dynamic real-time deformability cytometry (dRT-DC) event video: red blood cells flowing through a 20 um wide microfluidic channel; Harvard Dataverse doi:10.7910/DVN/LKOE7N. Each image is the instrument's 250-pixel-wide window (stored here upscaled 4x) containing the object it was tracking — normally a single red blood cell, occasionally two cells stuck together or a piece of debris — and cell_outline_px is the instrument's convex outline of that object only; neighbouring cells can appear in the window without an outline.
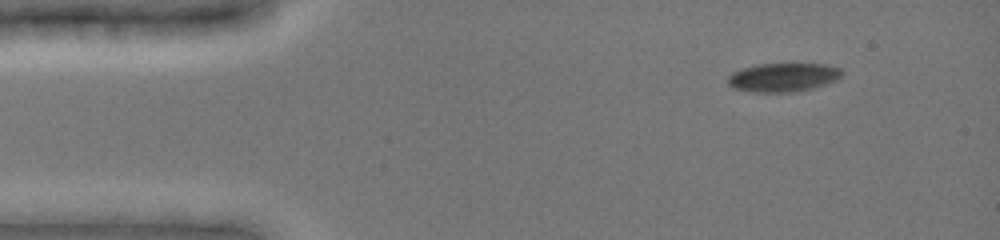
{"species": "common noctule bat (a hibernating species)", "species_latin": "Nyctalus noctula", "temperature_condition": "cold", "stored_images_in_passage": 44, "camera_frame_rate_fps": 3000, "um_per_image_px": 0.085, "animal": {"sex": "female", "body_mass_g": 19.0, "forearm_length_mm": 51.5}, "frame": {"image": 1, "passage_image": 1, "time_ms": 0.0, "image_size_px": [1000, 240], "cell_outline_px": [[844, 72], [836, 80], [812, 88], [796, 92], [756, 92], [732, 88], [728, 84], [728, 76], [732, 72], [756, 64], [824, 64], [840, 68]], "centroid_in_image_um": [66.55, 6.57], "position_along_channel_um": 18.4, "area_um2": 19.02}}
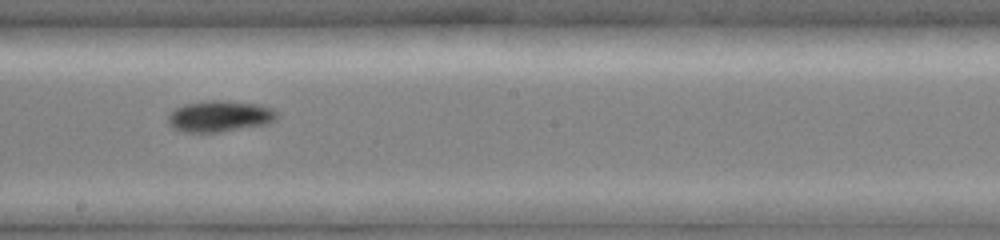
{"frame": {"image": 2, "passage_image": 23, "time_ms": 7.333, "image_size_px": [1000, 240], "cell_outline_px": [[280, 112], [276, 120], [268, 124], [220, 132], [184, 132], [172, 128], [168, 120], [168, 116], [176, 108], [184, 104], [208, 100], [228, 100], [260, 104], [272, 108]], "centroid_in_image_um": [18.74, 9.87], "position_along_channel_um": 229.5, "area_um2": 20.11}}
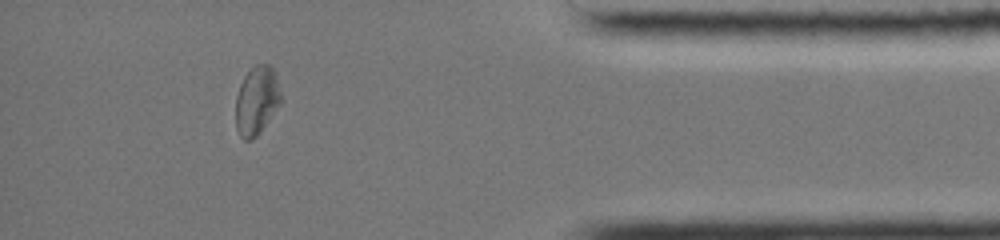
{"frame": {"image": 3, "passage_image": 39, "time_ms": 12.667, "image_size_px": [1000, 240], "cell_outline_px": [[280, 104], [260, 132], [252, 140], [244, 140], [240, 136], [236, 128], [236, 96], [240, 84], [244, 76], [256, 64], [268, 64], [276, 72], [280, 92]], "centroid_in_image_um": [21.81, 8.55], "position_along_channel_um": 413.4, "area_um2": 17.98}}